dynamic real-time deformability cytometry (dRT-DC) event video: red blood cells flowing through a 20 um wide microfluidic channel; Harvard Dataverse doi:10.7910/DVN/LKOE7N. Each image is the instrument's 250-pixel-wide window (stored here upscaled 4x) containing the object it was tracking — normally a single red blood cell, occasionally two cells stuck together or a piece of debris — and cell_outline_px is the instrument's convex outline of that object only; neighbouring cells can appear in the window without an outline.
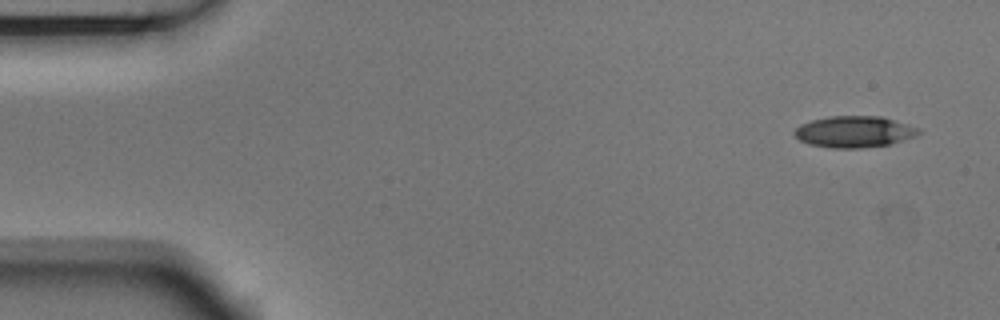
{"species": "Egyptian fruit bat (a non-hibernating species)", "species_latin": "Rousettus aegyptiacus", "temperature_condition": "room temperature", "stored_images_in_passage": 4, "camera_frame_rate_fps": 3000, "um_per_image_px": 0.085, "animal": {"sex": "male"}, "frame": {"image": 1, "passage_image": 1, "time_ms": 0.0, "image_size_px": [1000, 320], "cell_outline_px": [[920, 132], [912, 136], [888, 144], [860, 148], [832, 148], [808, 144], [800, 140], [792, 132], [800, 124], [812, 120], [828, 116], [880, 116], [908, 124], [920, 128]], "centroid_in_image_um": [72.55, 11.19], "position_along_channel_um": 12.5, "area_um2": 22.48}}
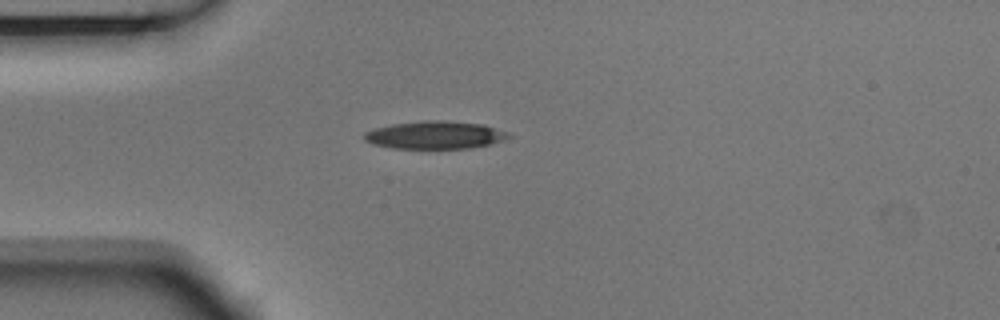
{"frame": {"image": 2, "passage_image": 3, "time_ms": 0.667, "image_size_px": [1000, 320], "cell_outline_px": [[512, 136], [504, 140], [488, 144], [468, 148], [392, 148], [372, 144], [364, 140], [364, 132], [376, 128], [392, 124], [424, 120], [440, 120], [484, 124], [508, 132]], "centroid_in_image_um": [36.97, 11.47], "position_along_channel_um": 48.0, "area_um2": 23.29}}